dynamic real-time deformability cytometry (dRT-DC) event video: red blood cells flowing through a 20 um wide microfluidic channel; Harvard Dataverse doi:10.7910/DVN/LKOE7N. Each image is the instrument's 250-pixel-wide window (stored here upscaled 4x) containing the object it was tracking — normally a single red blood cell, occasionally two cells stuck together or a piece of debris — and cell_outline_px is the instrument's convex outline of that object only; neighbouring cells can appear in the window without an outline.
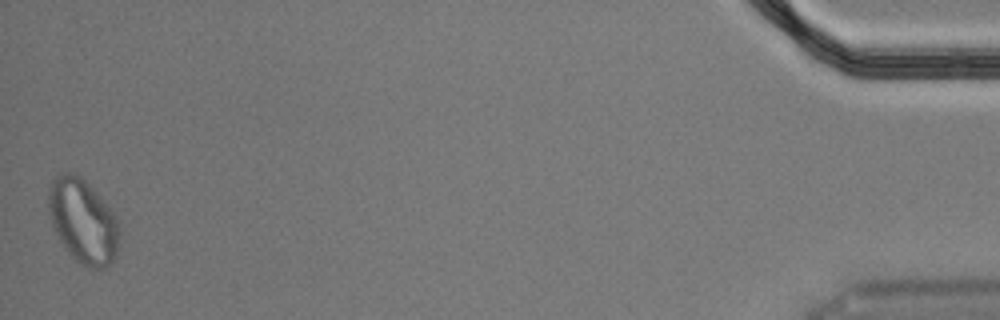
{"species": "Egyptian fruit bat (a non-hibernating species)", "species_latin": "Rousettus aegyptiacus", "temperature_condition": "cold", "stored_images_in_passage": 54, "segment_of_instrument_passage": [2, 2], "camera_frame_rate_fps": 3000, "um_per_image_px": 0.085, "animal": {"sex": "male"}, "frame": {"image": 1, "passage_image": 54, "time_ms": 17.667, "image_size_px": [1000, 320], "cell_outline_px": [[120, 236], [116, 256], [104, 268], [88, 268], [80, 264], [64, 248], [52, 224], [48, 212], [48, 192], [52, 180], [56, 176], [64, 172], [72, 172], [84, 180], [88, 184], [116, 216], [120, 224]], "centroid_in_image_um": [7.05, 18.81], "position_along_channel_um": 428.1, "area_um2": 34.68}}